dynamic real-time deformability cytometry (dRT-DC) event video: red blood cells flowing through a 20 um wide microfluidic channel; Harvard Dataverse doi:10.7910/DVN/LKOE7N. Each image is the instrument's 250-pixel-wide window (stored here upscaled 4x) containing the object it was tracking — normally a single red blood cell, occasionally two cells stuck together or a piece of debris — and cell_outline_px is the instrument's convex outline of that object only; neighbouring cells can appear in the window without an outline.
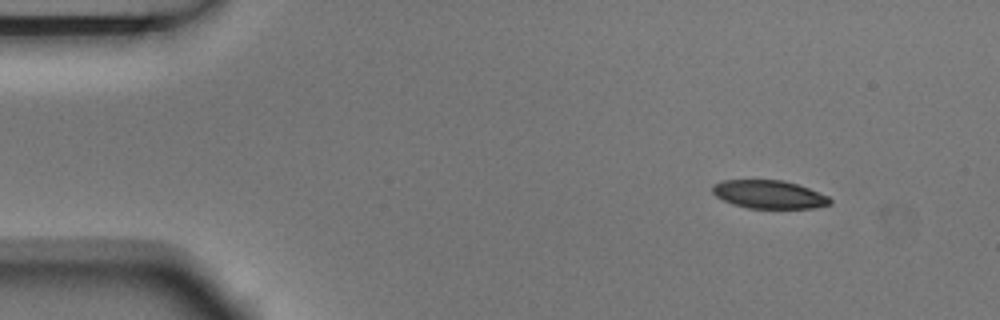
{"species": "Egyptian fruit bat (a non-hibernating species)", "species_latin": "Rousettus aegyptiacus", "temperature_condition": "room temperature", "stored_images_in_passage": 4, "camera_frame_rate_fps": 3000, "um_per_image_px": 0.085, "animal": {"sex": "male"}, "frame": {"image": 1, "passage_image": 1, "time_ms": 0.0, "image_size_px": [1000, 320], "cell_outline_px": [[832, 204], [812, 208], [748, 208], [732, 204], [716, 196], [712, 192], [712, 184], [724, 180], [784, 180], [808, 188], [828, 196], [832, 200]], "centroid_in_image_um": [65.36, 16.52], "position_along_channel_um": 19.6, "area_um2": 19.31}}
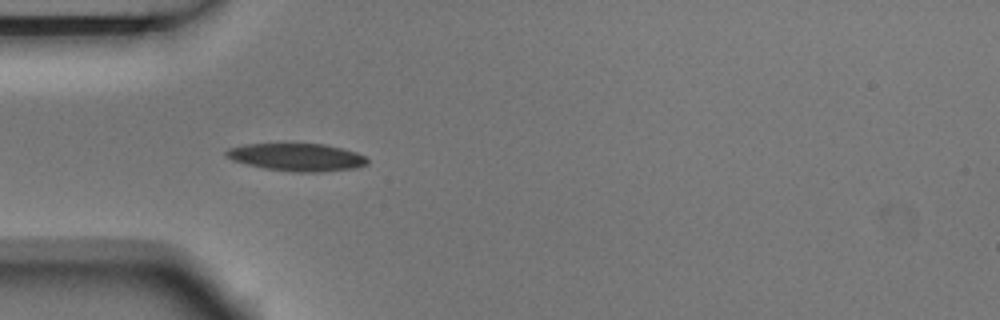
{"frame": {"image": 2, "passage_image": 3, "time_ms": 0.667, "image_size_px": [1000, 320], "cell_outline_px": [[368, 164], [356, 168], [320, 172], [292, 172], [264, 168], [232, 160], [224, 156], [224, 152], [228, 148], [244, 144], [324, 144], [356, 152], [364, 156], [368, 160]], "centroid_in_image_um": [25.21, 13.36], "position_along_channel_um": 59.8, "area_um2": 22.72}}
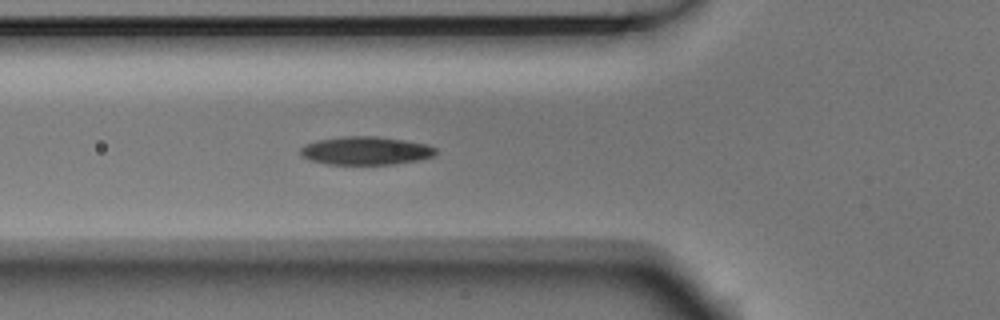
{"frame": {"image": 3, "passage_image": 4, "time_ms": 1.0, "image_size_px": [1000, 320], "cell_outline_px": [[436, 152], [432, 156], [420, 160], [396, 164], [328, 164], [308, 160], [300, 156], [300, 148], [304, 144], [320, 140], [344, 136], [376, 136], [404, 140], [428, 144], [436, 148]], "centroid_in_image_um": [31.08, 12.81], "position_along_channel_um": 94.7, "area_um2": 22.37}}